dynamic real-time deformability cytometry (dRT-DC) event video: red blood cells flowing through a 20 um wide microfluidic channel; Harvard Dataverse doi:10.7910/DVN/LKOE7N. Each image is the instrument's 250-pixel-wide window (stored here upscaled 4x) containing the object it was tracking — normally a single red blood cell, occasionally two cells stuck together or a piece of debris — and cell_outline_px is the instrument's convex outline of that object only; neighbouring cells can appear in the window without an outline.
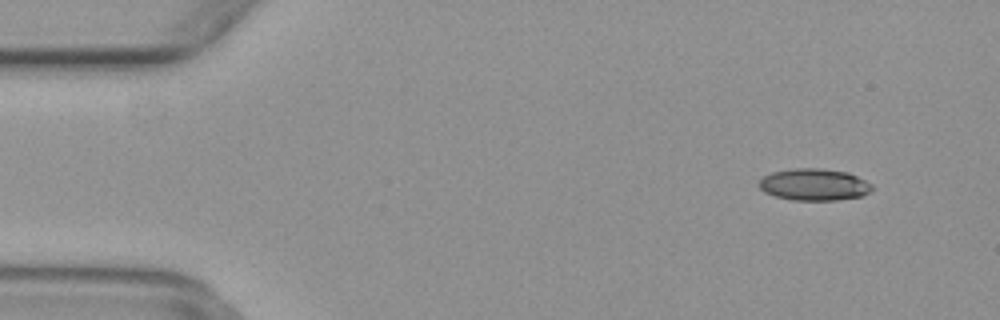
{"species": "common noctule bat (a hibernating species)", "species_latin": "Nyctalus noctula", "temperature_condition": "warm", "stored_images_in_passage": 24, "camera_frame_rate_fps": 3000, "um_per_image_px": 0.085, "animal": {"sex": "female", "body_mass_g": 29.2, "forearm_length_mm": 56.3}, "frame": {"image": 1, "passage_image": 4, "time_ms": 1.0, "image_size_px": [1000, 320], "cell_outline_px": [[872, 188], [868, 192], [860, 196], [836, 200], [792, 200], [776, 196], [764, 192], [760, 188], [760, 180], [764, 176], [772, 172], [796, 168], [820, 168], [848, 172], [872, 184]], "centroid_in_image_um": [69.19, 15.68], "position_along_channel_um": 15.8, "area_um2": 20.75}}
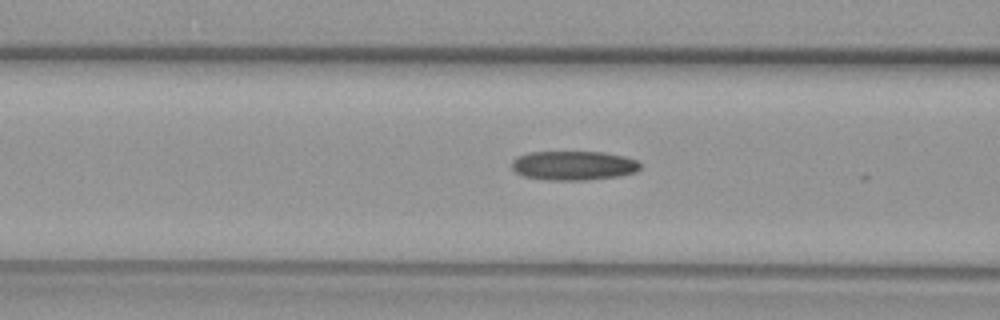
{"frame": {"image": 2, "passage_image": 19, "time_ms": 6.0, "image_size_px": [1000, 320], "cell_outline_px": [[640, 168], [636, 172], [620, 176], [584, 180], [544, 180], [520, 176], [512, 168], [512, 160], [516, 156], [528, 152], [604, 152], [624, 156], [636, 160], [640, 164]], "centroid_in_image_um": [48.71, 14.07], "position_along_channel_um": 117.9, "area_um2": 22.14}}
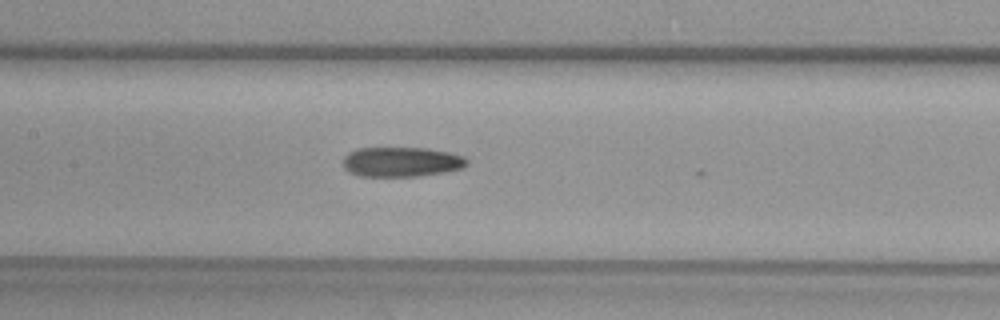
{"frame": {"image": 3, "passage_image": 23, "time_ms": 7.333, "image_size_px": [1000, 320], "cell_outline_px": [[468, 164], [464, 168], [448, 172], [420, 176], [360, 176], [348, 172], [344, 168], [344, 156], [348, 152], [356, 148], [428, 148], [448, 152], [464, 156], [468, 160]], "centroid_in_image_um": [34.15, 13.76], "position_along_channel_um": 173.2, "area_um2": 21.79}}